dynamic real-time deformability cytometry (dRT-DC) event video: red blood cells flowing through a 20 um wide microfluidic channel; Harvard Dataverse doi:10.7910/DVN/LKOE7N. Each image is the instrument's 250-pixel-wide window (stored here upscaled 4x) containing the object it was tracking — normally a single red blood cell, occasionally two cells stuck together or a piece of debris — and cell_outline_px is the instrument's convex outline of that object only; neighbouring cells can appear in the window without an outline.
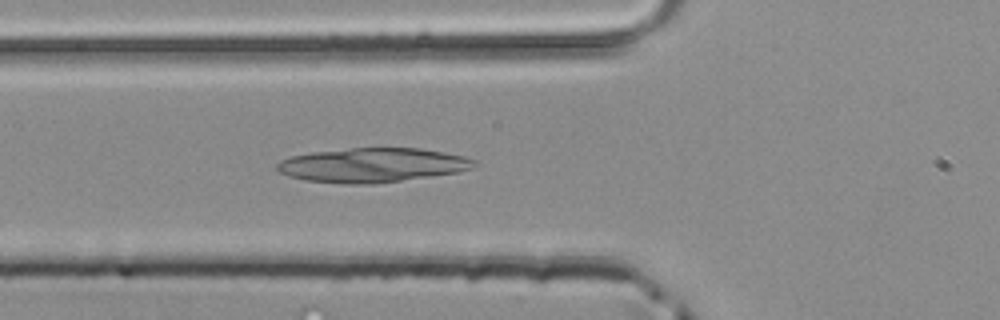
{"species": "common noctule bat (a hibernating species)", "species_latin": "Nyctalus noctula", "temperature_condition": "room temperature", "stored_images_in_passage": 36, "segment_of_instrument_passage": [1, 2], "camera_frame_rate_fps": 3000, "um_per_image_px": 0.085, "animal": {"sex": "male", "body_mass_g": 20.4}, "frame": {"image": 1, "passage_image": 5, "time_ms": 1.333, "image_size_px": [1000, 320], "cell_outline_px": [[476, 164], [472, 168], [456, 172], [400, 180], [368, 184], [344, 184], [304, 180], [288, 176], [280, 172], [276, 168], [276, 164], [280, 160], [292, 156], [312, 152], [352, 148], [420, 148], [444, 152], [464, 156], [476, 160]], "centroid_in_image_um": [31.61, 14.03], "position_along_channel_um": 94.2, "area_um2": 39.13}}
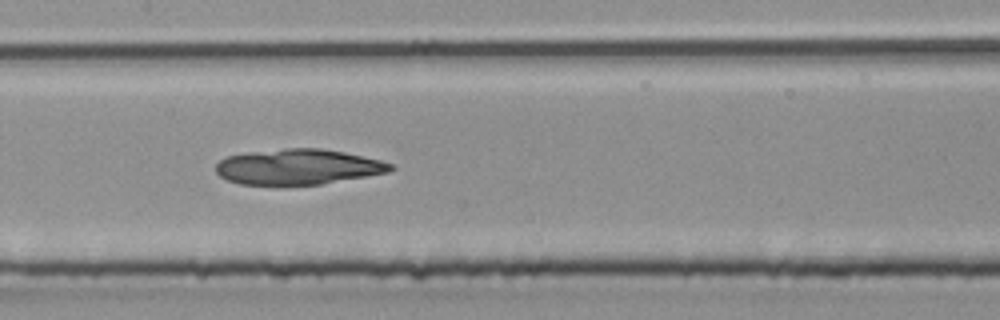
{"frame": {"image": 2, "passage_image": 11, "time_ms": 3.333, "image_size_px": [1000, 320], "cell_outline_px": [[396, 168], [388, 172], [320, 184], [240, 184], [228, 180], [220, 176], [216, 172], [216, 164], [220, 160], [228, 156], [248, 152], [288, 148], [320, 148], [344, 152], [380, 160], [392, 164]], "centroid_in_image_um": [25.33, 14.17], "position_along_channel_um": 182.1, "area_um2": 35.66}}
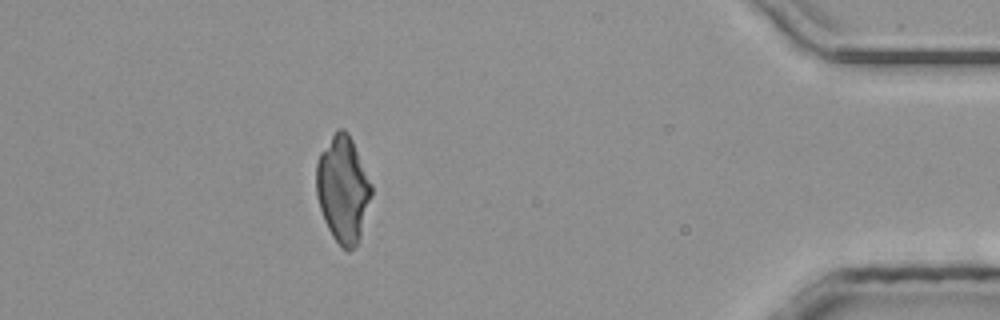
{"frame": {"image": 3, "passage_image": 30, "time_ms": 9.667, "image_size_px": [1000, 320], "cell_outline_px": [[372, 196], [360, 236], [356, 244], [348, 252], [340, 248], [332, 236], [324, 220], [316, 196], [316, 164], [320, 152], [332, 136], [340, 128], [344, 128], [348, 132], [352, 140], [372, 184]], "centroid_in_image_um": [29.14, 16.1], "position_along_channel_um": 406.1, "area_um2": 34.16}}